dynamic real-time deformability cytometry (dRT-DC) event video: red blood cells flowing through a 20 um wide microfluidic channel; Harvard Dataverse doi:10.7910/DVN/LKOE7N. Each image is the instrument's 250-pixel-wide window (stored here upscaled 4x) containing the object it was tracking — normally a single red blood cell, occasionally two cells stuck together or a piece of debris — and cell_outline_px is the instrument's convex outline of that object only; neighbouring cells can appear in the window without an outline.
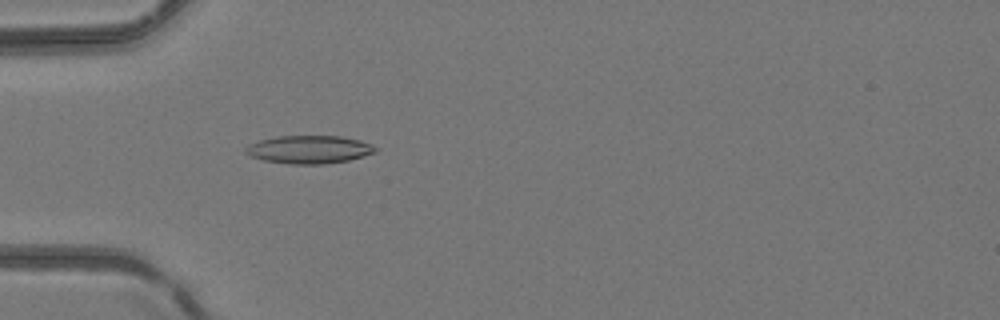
{"species": "common noctule bat (a hibernating species)", "species_latin": "Nyctalus noctula", "temperature_condition": "room temperature", "stored_images_in_passage": 41, "camera_frame_rate_fps": 3000, "um_per_image_px": 0.085, "animal": {"sex": "female", "body_mass_g": 24.6, "forearm_length_mm": 56.2}, "frame": {"image": 1, "passage_image": 8, "time_ms": 2.333, "image_size_px": [1000, 320], "cell_outline_px": [[376, 152], [364, 156], [348, 160], [324, 164], [288, 164], [264, 160], [248, 156], [244, 152], [244, 148], [248, 144], [260, 140], [276, 136], [340, 136], [360, 140], [372, 144], [376, 148]], "centroid_in_image_um": [26.24, 12.71], "position_along_channel_um": 58.8, "area_um2": 21.33}}
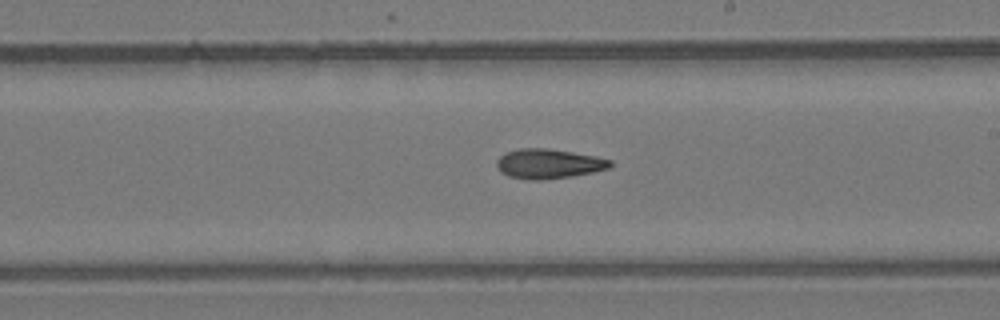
{"frame": {"image": 2, "passage_image": 21, "time_ms": 6.667, "image_size_px": [1000, 320], "cell_outline_px": [[612, 164], [608, 168], [592, 172], [572, 176], [540, 180], [528, 180], [508, 176], [500, 172], [496, 164], [496, 160], [500, 156], [508, 152], [520, 148], [548, 148], [596, 156], [612, 160]], "centroid_in_image_um": [46.61, 13.92], "position_along_channel_um": 242.4, "area_um2": 19.59}}
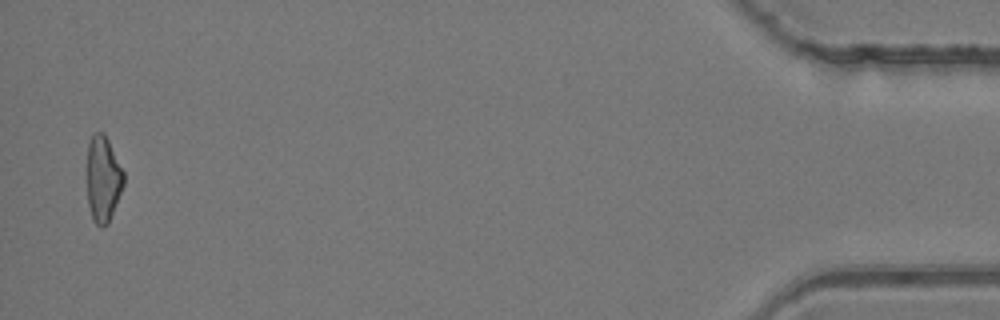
{"frame": {"image": 3, "passage_image": 40, "time_ms": 13.0, "image_size_px": [1000, 320], "cell_outline_px": [[124, 184], [108, 224], [100, 228], [92, 220], [88, 204], [88, 144], [92, 132], [104, 132], [124, 172]], "centroid_in_image_um": [8.76, 15.21], "position_along_channel_um": 426.4, "area_um2": 18.32}}